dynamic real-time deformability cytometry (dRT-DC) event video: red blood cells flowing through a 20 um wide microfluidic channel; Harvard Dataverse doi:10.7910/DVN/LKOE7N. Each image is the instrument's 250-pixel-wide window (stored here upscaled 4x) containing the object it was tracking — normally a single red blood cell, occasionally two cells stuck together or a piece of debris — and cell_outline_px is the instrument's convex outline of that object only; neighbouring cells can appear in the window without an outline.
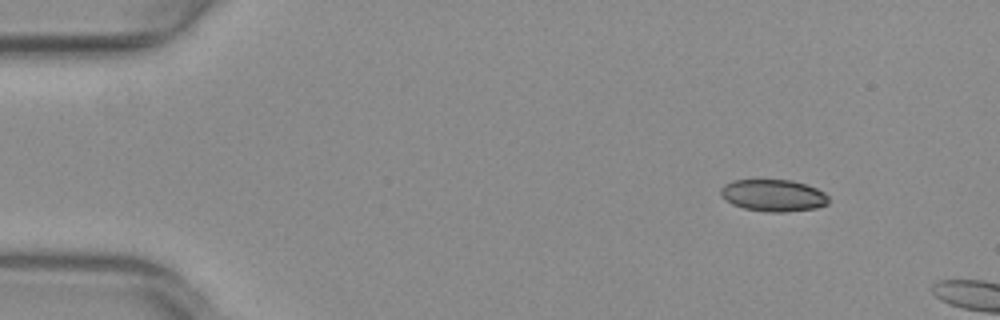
{"species": "common noctule bat (a hibernating species)", "species_latin": "Nyctalus noctula", "temperature_condition": "warm", "stored_images_in_passage": 3, "camera_frame_rate_fps": 3000, "um_per_image_px": 0.085, "animal": {"sex": "female", "body_mass_g": 29.2, "forearm_length_mm": 56.3}, "frame": {"image": 1, "passage_image": 1, "time_ms": 0.0, "image_size_px": [1000, 320], "cell_outline_px": [[828, 204], [816, 208], [784, 212], [764, 212], [744, 208], [732, 204], [720, 196], [720, 188], [724, 184], [732, 180], [792, 180], [816, 188], [824, 192], [828, 196]], "centroid_in_image_um": [65.7, 16.61], "position_along_channel_um": 19.3, "area_um2": 20.17}}